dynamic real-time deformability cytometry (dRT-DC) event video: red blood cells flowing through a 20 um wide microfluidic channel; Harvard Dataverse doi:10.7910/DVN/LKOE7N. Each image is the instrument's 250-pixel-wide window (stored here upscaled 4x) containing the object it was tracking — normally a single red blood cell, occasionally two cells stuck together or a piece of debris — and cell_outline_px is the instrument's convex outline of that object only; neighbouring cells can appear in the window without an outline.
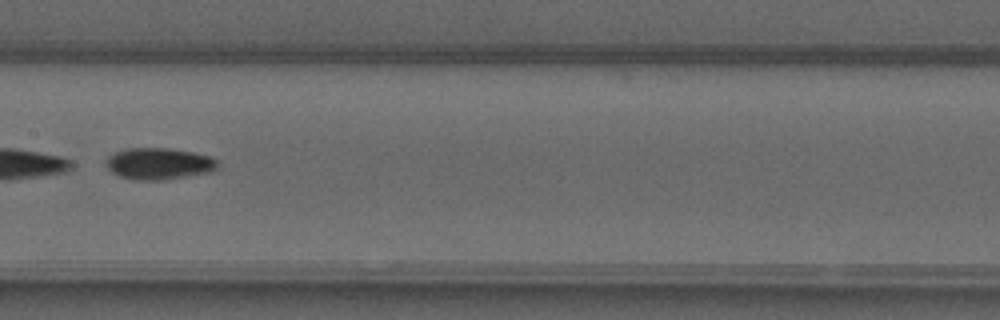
{"species": "common noctule bat (a hibernating species)", "species_latin": "Nyctalus noctula", "temperature_condition": "warm", "stored_images_in_passage": 31, "camera_frame_rate_fps": 3000, "um_per_image_px": 0.085, "animal": {"sex": "male", "forearm_length_mm": 52.5}, "frame": {"image": 1, "passage_image": 13, "time_ms": 4.0, "image_size_px": [1000, 320], "cell_outline_px": [[216, 168], [212, 172], [160, 180], [132, 180], [120, 176], [112, 172], [104, 164], [104, 160], [108, 156], [116, 152], [128, 148], [168, 148], [192, 152], [212, 156], [216, 160]], "centroid_in_image_um": [13.47, 13.91], "position_along_channel_um": 193.9, "area_um2": 20.58}}
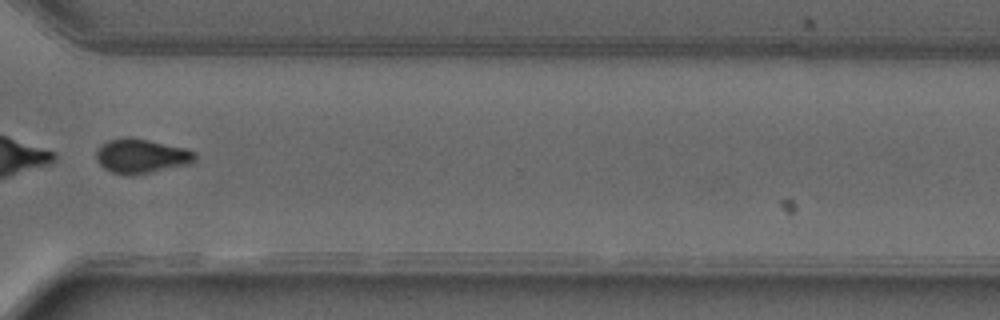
{"frame": {"image": 2, "passage_image": 25, "time_ms": 8.0, "image_size_px": [1000, 320], "cell_outline_px": [[196, 160], [192, 164], [148, 172], [112, 172], [104, 168], [96, 160], [96, 152], [100, 144], [108, 140], [128, 136], [148, 140], [184, 148], [196, 152]], "centroid_in_image_um": [12.03, 13.22], "position_along_channel_um": 358.6, "area_um2": 19.31}, "authors_computed_cell_mechanics": {"area_um2": 19.941, "velocity_mm_per_s": 4.1095, "shape_relaxation_time_tau1_ms": 0.8532, "shape_relaxation_time_tau2_ms": 6.0154, "deformation_change_tau1": 0.316, "deformation_change_tau2": 0.1069}}